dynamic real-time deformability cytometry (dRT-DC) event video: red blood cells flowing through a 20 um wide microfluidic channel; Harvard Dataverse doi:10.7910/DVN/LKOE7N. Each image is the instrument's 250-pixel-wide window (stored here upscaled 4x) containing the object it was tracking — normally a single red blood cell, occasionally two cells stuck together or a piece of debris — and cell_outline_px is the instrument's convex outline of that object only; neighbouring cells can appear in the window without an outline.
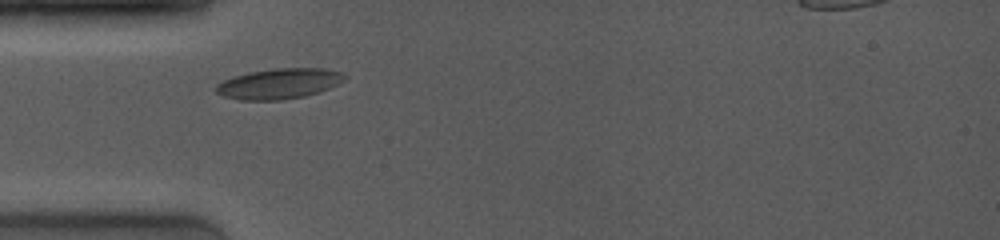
{"species": "common noctule bat (a hibernating species)", "species_latin": "Nyctalus noctula", "temperature_condition": "room temperature", "stored_images_in_passage": 2, "camera_frame_rate_fps": 4000, "um_per_image_px": 0.085, "animal": {"sex": "female", "body_mass_g": 19.0, "forearm_length_mm": 53.3}, "frame": {"image": 1, "passage_image": 1, "time_ms": 0.0, "image_size_px": [1000, 240], "cell_outline_px": [[348, 76], [344, 80], [320, 92], [304, 96], [280, 100], [240, 100], [224, 96], [216, 92], [216, 84], [232, 76], [252, 72], [276, 68], [324, 68], [344, 72]], "centroid_in_image_um": [23.74, 7.1], "position_along_channel_um": 61.3, "area_um2": 22.77}}